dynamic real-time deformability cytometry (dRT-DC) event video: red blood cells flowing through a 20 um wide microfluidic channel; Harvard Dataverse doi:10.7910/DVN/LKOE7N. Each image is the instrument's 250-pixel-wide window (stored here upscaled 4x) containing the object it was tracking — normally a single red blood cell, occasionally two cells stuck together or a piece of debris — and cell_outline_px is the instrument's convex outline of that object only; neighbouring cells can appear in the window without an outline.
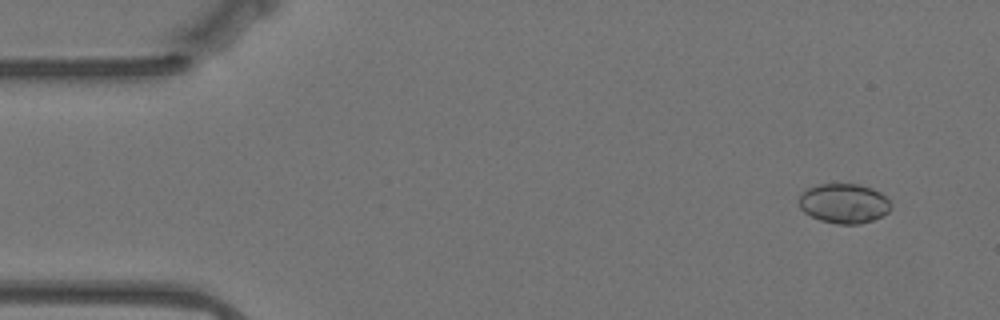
{"species": "Egyptian fruit bat (a non-hibernating species)", "species_latin": "Rousettus aegyptiacus", "temperature_condition": "warm", "stored_images_in_passage": 57, "camera_frame_rate_fps": 3000, "um_per_image_px": 0.085, "animal": {"sex": "female"}, "frame": {"image": 1, "passage_image": 4, "time_ms": 1.0, "image_size_px": [1000, 320], "cell_outline_px": [[892, 208], [888, 212], [872, 220], [860, 224], [840, 224], [820, 220], [804, 212], [800, 208], [796, 200], [804, 188], [820, 184], [860, 184], [872, 188], [880, 192], [892, 204]], "centroid_in_image_um": [71.7, 17.27], "position_along_channel_um": 13.3, "area_um2": 21.5}}
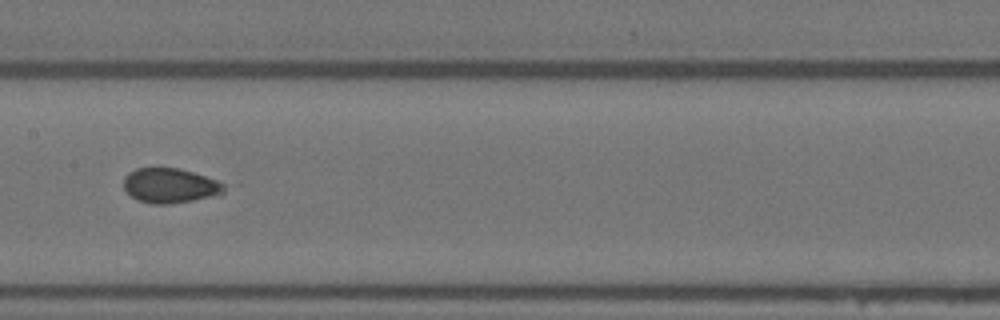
{"frame": {"image": 2, "passage_image": 28, "time_ms": 9.0, "image_size_px": [1000, 320], "cell_outline_px": [[224, 192], [220, 196], [172, 204], [152, 204], [136, 200], [124, 188], [124, 176], [128, 172], [136, 168], [180, 168], [216, 180], [224, 184]], "centroid_in_image_um": [14.46, 15.79], "position_along_channel_um": 192.9, "area_um2": 20.58}}
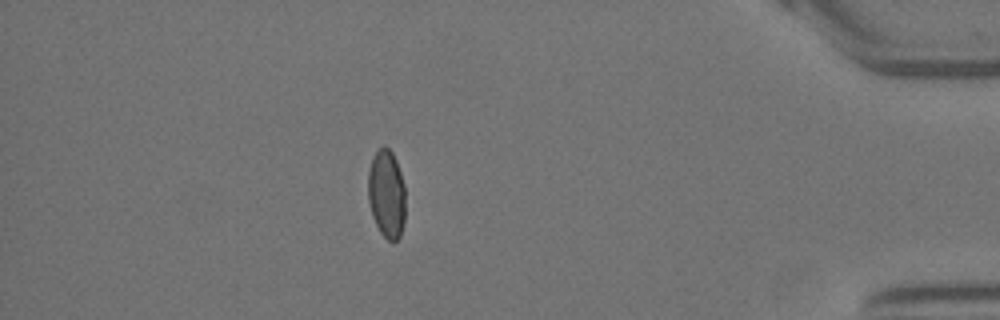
{"frame": {"image": 3, "passage_image": 50, "time_ms": 16.333, "image_size_px": [1000, 320], "cell_outline_px": [[404, 220], [400, 236], [396, 240], [388, 240], [380, 232], [372, 216], [368, 200], [368, 172], [372, 156], [384, 144], [392, 152], [396, 160], [404, 184]], "centroid_in_image_um": [32.84, 16.45], "position_along_channel_um": 402.4, "area_um2": 19.19}, "authors_computed_cell_mechanics": {"area_um2": 20.9236, "velocity_mm_per_s": 3.5078, "shape_relaxation_time_tau1_ms": null, "shape_relaxation_time_tau2_ms": 6.0844, "deformation_change_tau1": null, "deformation_change_tau2": 0.1192}}